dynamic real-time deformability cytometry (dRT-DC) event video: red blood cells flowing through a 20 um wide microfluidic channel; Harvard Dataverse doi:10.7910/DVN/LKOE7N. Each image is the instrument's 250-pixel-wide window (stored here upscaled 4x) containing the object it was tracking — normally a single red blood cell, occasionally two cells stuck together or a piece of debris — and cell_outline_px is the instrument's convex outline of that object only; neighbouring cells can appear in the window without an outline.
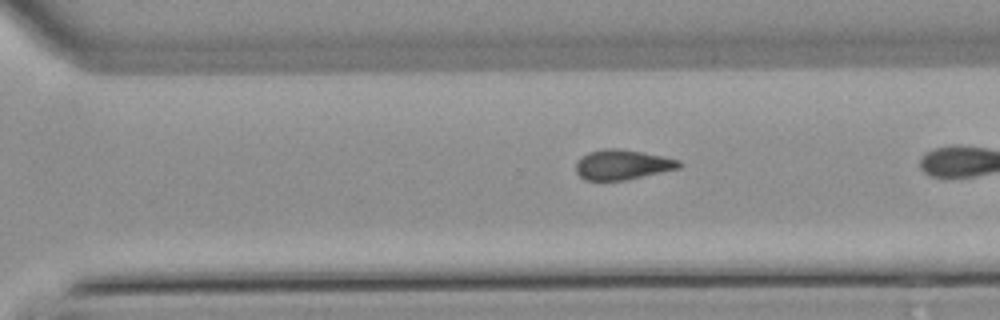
{"species": "common noctule bat (a hibernating species)", "species_latin": "Nyctalus noctula", "temperature_condition": "warm", "stored_images_in_passage": 30, "camera_frame_rate_fps": 3000, "um_per_image_px": 0.085, "animal": {"sex": "male", "body_mass_g": 21.5, "forearm_length_mm": 52.0}, "frame": {"image": 1, "passage_image": 26, "time_ms": 8.333, "image_size_px": [1000, 320], "cell_outline_px": [[684, 164], [680, 168], [624, 180], [584, 180], [576, 172], [576, 164], [588, 152], [604, 148], [620, 148], [680, 160]], "centroid_in_image_um": [52.91, 13.99], "position_along_channel_um": 317.7, "area_um2": 17.8}}